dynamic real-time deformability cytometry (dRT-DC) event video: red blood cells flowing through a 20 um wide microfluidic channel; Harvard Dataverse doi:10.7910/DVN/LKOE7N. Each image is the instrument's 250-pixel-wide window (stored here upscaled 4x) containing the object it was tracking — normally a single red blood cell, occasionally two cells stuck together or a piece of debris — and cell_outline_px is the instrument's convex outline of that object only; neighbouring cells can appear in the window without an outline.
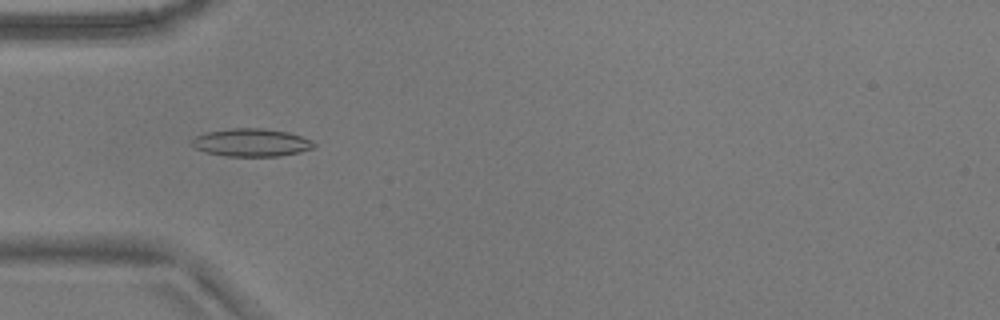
{"species": "common noctule bat (a hibernating species)", "species_latin": "Nyctalus noctula", "temperature_condition": "warm", "stored_images_in_passage": 52, "camera_frame_rate_fps": 3000, "um_per_image_px": 0.085, "animal": {"sex": "male", "body_mass_g": 17.9}, "frame": {"image": 1, "passage_image": 16, "time_ms": 5.0, "image_size_px": [1000, 320], "cell_outline_px": [[316, 144], [312, 148], [300, 152], [280, 156], [224, 156], [208, 152], [196, 148], [192, 144], [192, 140], [196, 136], [204, 132], [232, 128], [264, 128], [288, 132], [312, 140]], "centroid_in_image_um": [21.38, 12.11], "position_along_channel_um": 63.6, "area_um2": 19.77}}
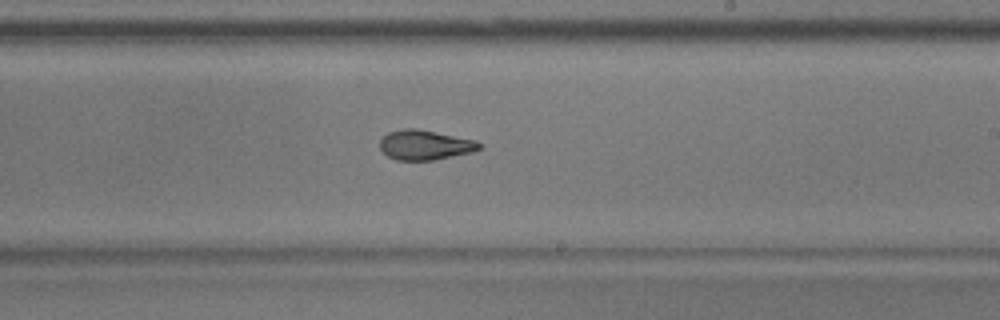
{"frame": {"image": 2, "passage_image": 31, "time_ms": 10.0, "image_size_px": [1000, 320], "cell_outline_px": [[480, 148], [472, 152], [432, 160], [396, 160], [388, 156], [380, 148], [380, 140], [388, 132], [404, 128], [416, 128], [476, 140], [480, 144]], "centroid_in_image_um": [36.1, 12.31], "position_along_channel_um": 252.9, "area_um2": 17.11}}
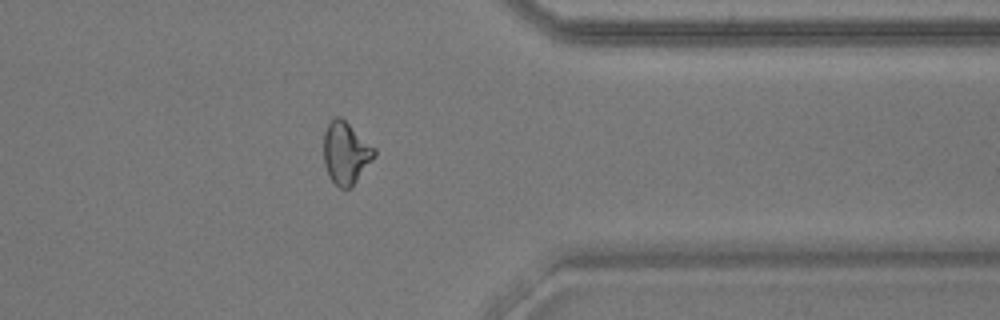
{"frame": {"image": 3, "passage_image": 42, "time_ms": 13.667, "image_size_px": [1000, 320], "cell_outline_px": [[376, 156], [352, 188], [340, 188], [332, 180], [324, 164], [324, 132], [328, 124], [336, 116], [340, 116], [376, 148]], "centroid_in_image_um": [29.42, 13.01], "position_along_channel_um": 382.0, "area_um2": 18.38}, "authors_computed_cell_mechanics": {"area_um2": 18.0336, "velocity_mm_per_s": 3.7954, "shape_relaxation_time_tau1_ms": 8.2563, "shape_relaxation_time_tau2_ms": 2.7798, "deformation_change_tau1": 0.1809, "deformation_change_tau2": 0.0937}}